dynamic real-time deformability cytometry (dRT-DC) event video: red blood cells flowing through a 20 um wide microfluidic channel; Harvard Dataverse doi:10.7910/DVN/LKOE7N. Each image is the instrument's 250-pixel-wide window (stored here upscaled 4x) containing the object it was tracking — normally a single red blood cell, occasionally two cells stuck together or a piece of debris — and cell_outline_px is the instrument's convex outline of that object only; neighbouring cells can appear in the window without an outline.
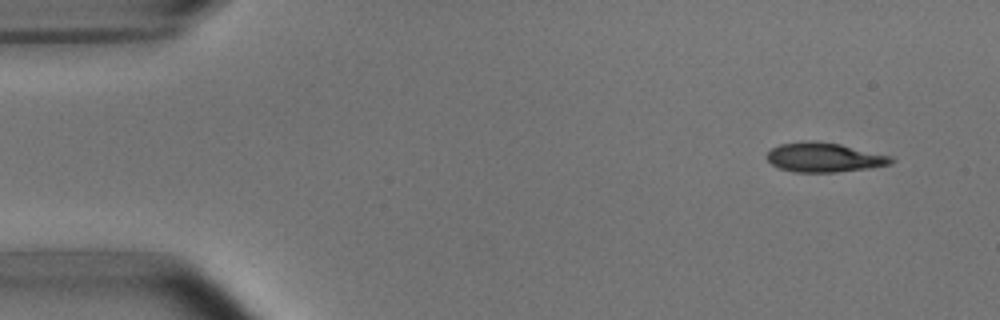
{"species": "common noctule bat (a hibernating species)", "species_latin": "Nyctalus noctula", "temperature_condition": "room temperature", "stored_images_in_passage": 4, "camera_frame_rate_fps": 3000, "um_per_image_px": 0.085, "animal": {"sex": "male", "body_mass_g": 15.6}, "frame": {"image": 1, "passage_image": 1, "time_ms": 0.0, "image_size_px": [1000, 320], "cell_outline_px": [[896, 160], [892, 164], [868, 168], [836, 172], [796, 172], [780, 168], [772, 164], [764, 156], [772, 148], [780, 144], [804, 140], [816, 140], [840, 144], [892, 156]], "centroid_in_image_um": [70.06, 13.36], "position_along_channel_um": 14.9, "area_um2": 21.44}}
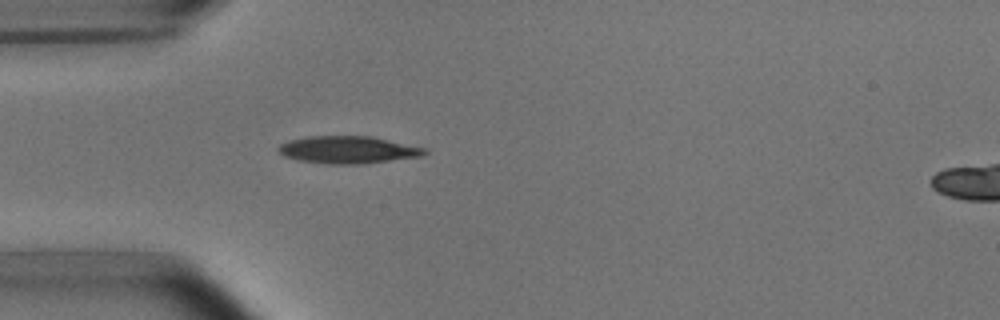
{"frame": {"image": 2, "passage_image": 4, "time_ms": 3.667, "image_size_px": [1000, 320], "cell_outline_px": [[428, 152], [424, 156], [364, 164], [324, 164], [296, 160], [284, 156], [276, 148], [280, 144], [288, 140], [308, 136], [368, 136], [428, 148]], "centroid_in_image_um": [29.58, 12.74], "position_along_channel_um": 55.4, "area_um2": 23.58}}